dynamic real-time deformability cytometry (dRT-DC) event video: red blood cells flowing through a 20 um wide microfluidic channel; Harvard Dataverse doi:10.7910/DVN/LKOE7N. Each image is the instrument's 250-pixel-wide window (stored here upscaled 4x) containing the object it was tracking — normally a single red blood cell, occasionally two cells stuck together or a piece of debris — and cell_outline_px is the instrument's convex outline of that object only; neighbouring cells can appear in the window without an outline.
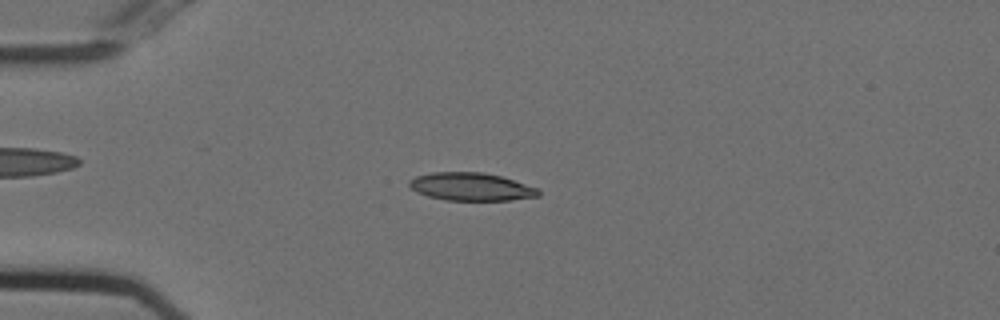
{"species": "Egyptian fruit bat (a non-hibernating species)", "species_latin": "Rousettus aegyptiacus", "temperature_condition": "cold", "stored_images_in_passage": 41, "camera_frame_rate_fps": 3000, "um_per_image_px": 0.085, "animal": {"sex": "female"}, "frame": {"image": 1, "passage_image": 1, "time_ms": 0.0, "image_size_px": [1000, 320], "cell_outline_px": [[540, 196], [508, 200], [448, 200], [428, 196], [416, 192], [408, 184], [408, 180], [416, 176], [432, 172], [484, 172], [500, 176], [536, 188], [540, 192]], "centroid_in_image_um": [40.0, 15.87], "position_along_channel_um": 45.0, "area_um2": 20.81}}
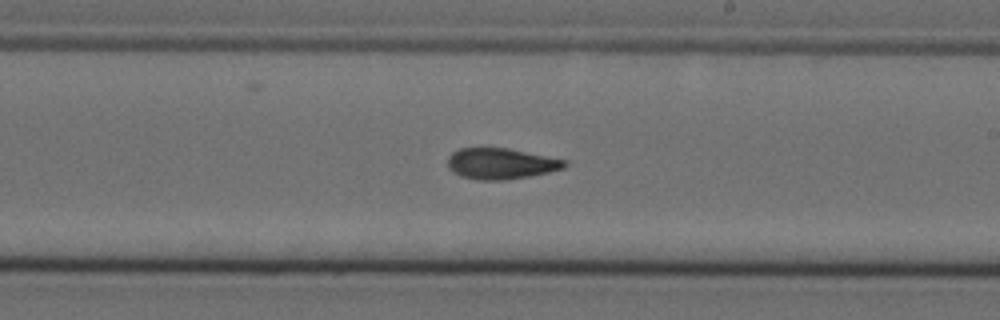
{"frame": {"image": 2, "passage_image": 19, "time_ms": 6.0, "image_size_px": [1000, 320], "cell_outline_px": [[568, 164], [564, 168], [548, 172], [528, 176], [504, 180], [476, 180], [460, 176], [452, 172], [448, 168], [448, 156], [452, 152], [460, 148], [508, 148], [568, 160]], "centroid_in_image_um": [42.56, 13.91], "position_along_channel_um": 246.4, "area_um2": 21.21}}
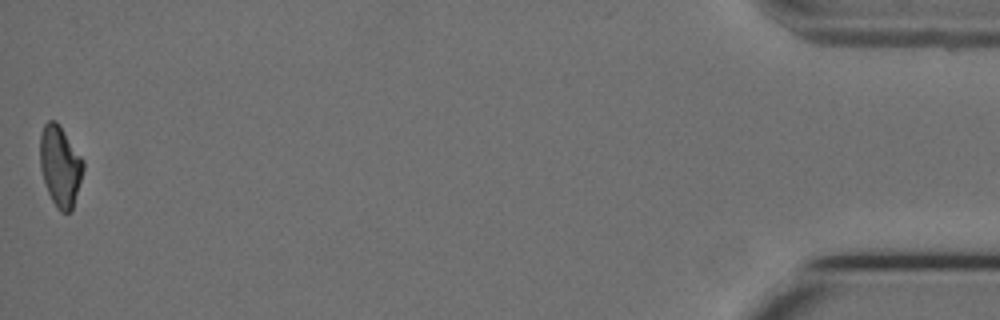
{"frame": {"image": 3, "passage_image": 41, "time_ms": 13.333, "image_size_px": [1000, 320], "cell_outline_px": [[84, 168], [72, 212], [60, 212], [56, 208], [48, 192], [40, 168], [40, 132], [44, 124], [48, 120], [56, 120], [84, 160]], "centroid_in_image_um": [5.11, 14.11], "position_along_channel_um": 430.1, "area_um2": 20.4}, "authors_computed_cell_mechanics": {"area_um2": 21.2126, "velocity_mm_per_s": 3.7361, "shape_relaxation_time_tau1_ms": 7.6926, "shape_relaxation_time_tau2_ms": 4.3555, "deformation_change_tau1": 0.1828, "deformation_change_tau2": 0.1068}}